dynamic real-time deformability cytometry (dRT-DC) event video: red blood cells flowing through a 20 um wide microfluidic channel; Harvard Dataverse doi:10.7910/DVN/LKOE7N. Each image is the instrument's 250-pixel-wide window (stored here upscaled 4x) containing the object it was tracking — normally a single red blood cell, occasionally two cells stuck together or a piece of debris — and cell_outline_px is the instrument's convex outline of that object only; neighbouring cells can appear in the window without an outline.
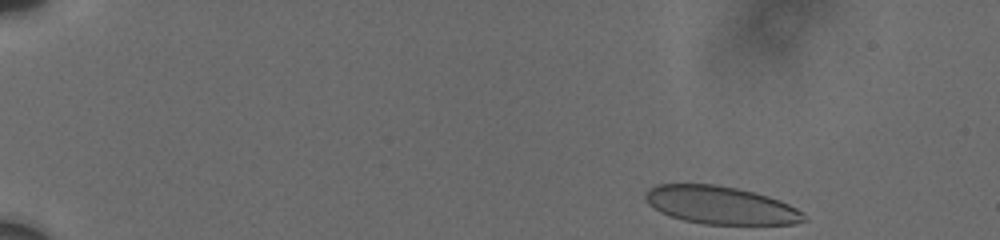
{"species": "human", "species_latin": "Homo sapiens", "temperature_condition": "cold", "stored_images_in_passage": 45, "camera_frame_rate_fps": 3000, "um_per_image_px": 0.085, "donor": {"sex": "male"}, "frame": {"image": 1, "passage_image": 1, "time_ms": 0.0, "image_size_px": [1000, 240], "cell_outline_px": [[808, 220], [792, 224], [704, 224], [684, 220], [660, 212], [648, 204], [644, 196], [644, 192], [648, 188], [656, 184], [716, 184], [736, 188], [768, 196], [780, 200], [804, 212], [808, 216]], "centroid_in_image_um": [61.25, 17.44], "position_along_channel_um": 23.7, "area_um2": 35.08}}
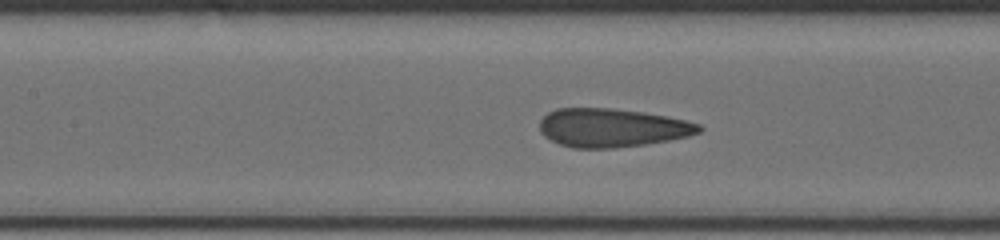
{"frame": {"image": 2, "passage_image": 26, "time_ms": 7.0, "image_size_px": [1000, 240], "cell_outline_px": [[704, 128], [700, 132], [688, 136], [668, 140], [644, 144], [612, 148], [572, 148], [560, 144], [544, 136], [540, 132], [540, 120], [548, 112], [556, 108], [608, 108], [644, 112], [684, 120], [700, 124]], "centroid_in_image_um": [52.0, 10.86], "position_along_channel_um": 155.4, "area_um2": 35.66}}
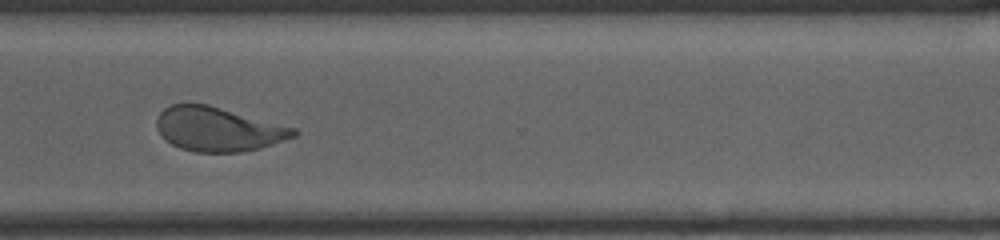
{"frame": {"image": 3, "passage_image": 44, "time_ms": 12.333, "image_size_px": [1000, 240], "cell_outline_px": [[300, 132], [296, 136], [260, 148], [240, 152], [196, 152], [180, 148], [172, 144], [156, 128], [156, 120], [160, 112], [164, 108], [172, 104], [208, 104], [296, 128]], "centroid_in_image_um": [18.56, 10.98], "position_along_channel_um": 352.0, "area_um2": 35.08}}